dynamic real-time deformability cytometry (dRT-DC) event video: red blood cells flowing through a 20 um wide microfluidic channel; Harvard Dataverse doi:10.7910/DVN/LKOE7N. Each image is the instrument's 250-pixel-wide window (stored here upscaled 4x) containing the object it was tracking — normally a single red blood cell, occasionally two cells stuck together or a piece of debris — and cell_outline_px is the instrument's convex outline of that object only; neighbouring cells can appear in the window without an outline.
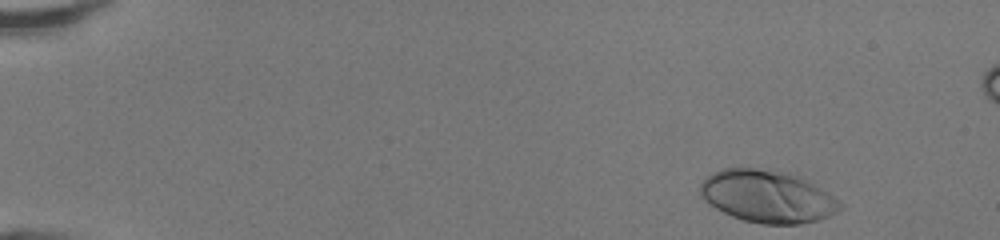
{"species": "human", "species_latin": "Homo sapiens", "temperature_condition": "room temperature", "stored_images_in_passage": 41, "camera_frame_rate_fps": 3000, "um_per_image_px": 0.085, "donor": {"sex": "female"}, "frame": {"image": 1, "passage_image": 1, "time_ms": 0.0, "image_size_px": [1000, 240], "cell_outline_px": [[844, 208], [820, 220], [800, 224], [760, 224], [744, 220], [732, 216], [708, 204], [700, 196], [700, 184], [712, 172], [720, 168], [756, 168], [792, 172], [800, 176], [820, 188], [844, 204]], "centroid_in_image_um": [65.23, 16.69], "position_along_channel_um": 19.8, "area_um2": 42.95}}
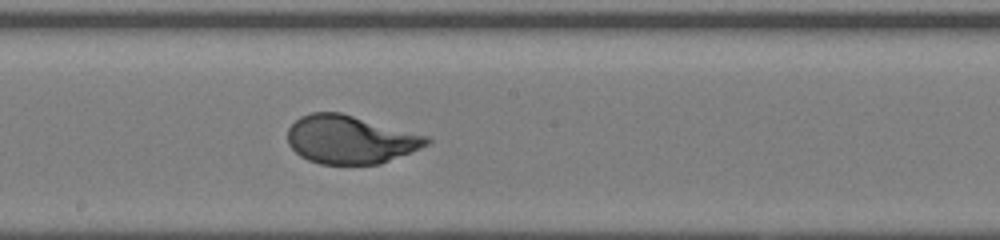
{"frame": {"image": 2, "passage_image": 24, "time_ms": 7.667, "image_size_px": [1000, 240], "cell_outline_px": [[432, 140], [428, 144], [420, 148], [380, 164], [320, 164], [308, 160], [300, 156], [288, 144], [288, 128], [300, 116], [312, 112], [340, 112], [428, 136]], "centroid_in_image_um": [29.75, 11.86], "position_along_channel_um": 218.5, "area_um2": 38.96}}
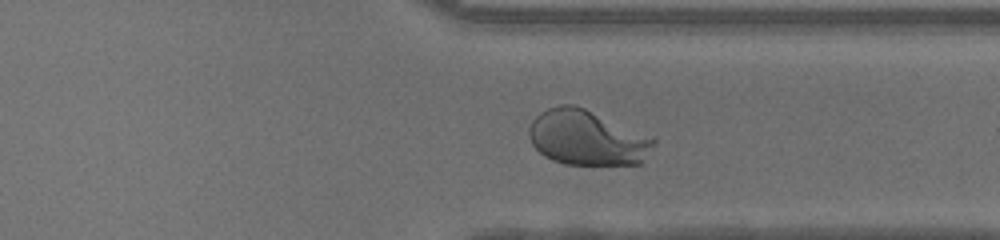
{"frame": {"image": 3, "passage_image": 34, "time_ms": 11.0, "image_size_px": [1000, 240], "cell_outline_px": [[656, 140], [644, 160], [640, 164], [564, 164], [552, 160], [544, 156], [532, 144], [528, 136], [528, 128], [532, 120], [540, 112], [548, 108], [560, 104], [572, 104], [584, 108], [652, 136]], "centroid_in_image_um": [49.87, 11.7], "position_along_channel_um": 361.5, "area_um2": 40.0}, "authors_computed_cell_mechanics": {"area_um2": 39.7664, "velocity_mm_per_s": 4.2846, "shape_relaxation_time_tau1_ms": 3.0499, "shape_relaxation_time_tau2_ms": null, "deformation_change_tau1": 0.2145, "deformation_change_tau2": null}}